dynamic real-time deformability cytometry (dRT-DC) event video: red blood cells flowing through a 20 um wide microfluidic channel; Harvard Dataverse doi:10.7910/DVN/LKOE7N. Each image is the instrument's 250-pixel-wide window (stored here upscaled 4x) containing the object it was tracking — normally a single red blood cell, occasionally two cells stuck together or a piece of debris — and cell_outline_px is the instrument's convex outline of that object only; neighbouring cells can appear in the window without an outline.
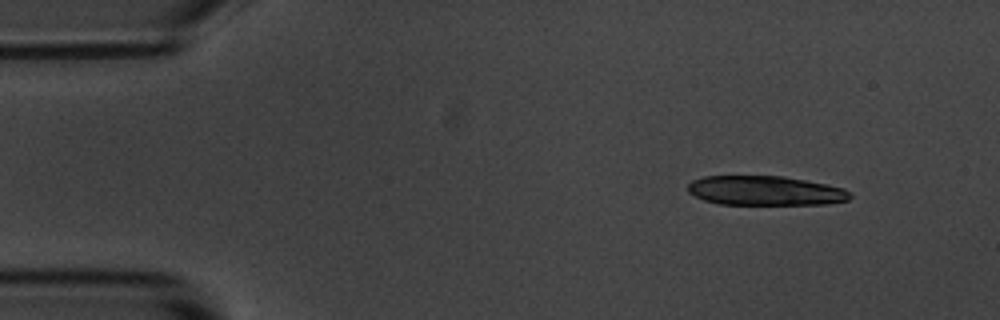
{"species": "common noctule bat (a hibernating species)", "species_latin": "Nyctalus noctula", "temperature_condition": "room temperature", "stored_images_in_passage": 4, "camera_frame_rate_fps": 3000, "um_per_image_px": 0.085, "animal": {"sex": "male", "body_mass_g": 20.1, "forearm_length_mm": 53.5}, "frame": {"image": 1, "passage_image": 1, "time_ms": 0.0, "image_size_px": [1000, 320], "cell_outline_px": [[852, 196], [848, 200], [824, 204], [720, 204], [704, 200], [688, 192], [688, 184], [692, 180], [704, 176], [784, 176], [844, 188], [852, 192]], "centroid_in_image_um": [65.05, 16.2], "position_along_channel_um": 20.0, "area_um2": 27.74}}